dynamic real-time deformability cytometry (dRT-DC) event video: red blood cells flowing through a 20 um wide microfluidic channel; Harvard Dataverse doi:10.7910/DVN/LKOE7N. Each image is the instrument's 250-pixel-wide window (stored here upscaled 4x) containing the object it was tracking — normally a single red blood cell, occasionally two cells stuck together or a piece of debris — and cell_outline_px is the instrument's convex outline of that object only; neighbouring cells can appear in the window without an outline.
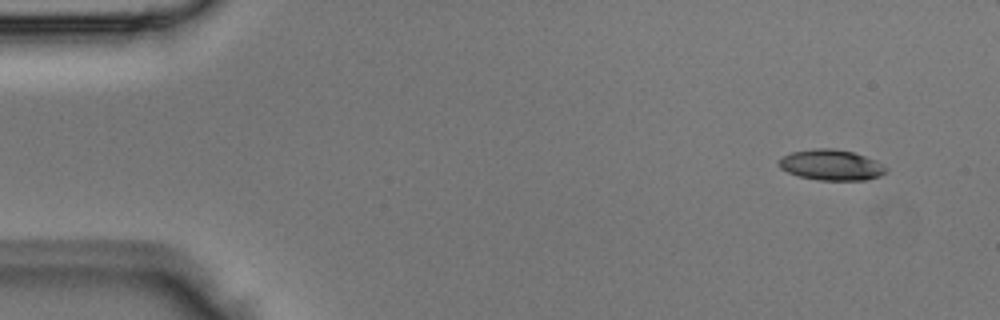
{"species": "Egyptian fruit bat (a non-hibernating species)", "species_latin": "Rousettus aegyptiacus", "temperature_condition": "room temperature", "stored_images_in_passage": 5, "camera_frame_rate_fps": 3000, "um_per_image_px": 0.085, "animal": {"sex": "male"}, "frame": {"image": 1, "passage_image": 1, "time_ms": 0.0, "image_size_px": [1000, 320], "cell_outline_px": [[888, 168], [880, 176], [864, 180], [820, 180], [800, 176], [788, 172], [780, 168], [776, 164], [784, 156], [792, 152], [816, 148], [832, 148], [852, 152], [864, 156]], "centroid_in_image_um": [70.62, 14.02], "position_along_channel_um": 14.4, "area_um2": 18.79}}
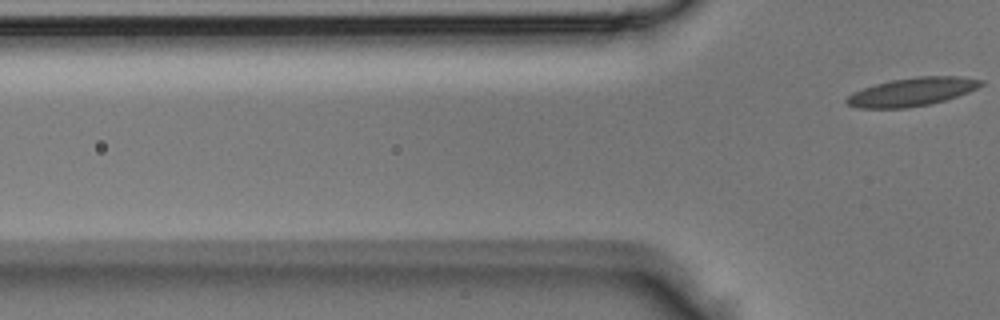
{"frame": {"image": 2, "passage_image": 5, "time_ms": 1.333, "image_size_px": [1000, 320], "cell_outline_px": [[984, 84], [968, 92], [944, 100], [928, 104], [908, 108], [860, 108], [848, 104], [844, 100], [852, 92], [876, 84], [892, 80], [916, 76], [960, 76], [984, 80]], "centroid_in_image_um": [77.53, 7.8], "position_along_channel_um": 48.3, "area_um2": 22.02}}